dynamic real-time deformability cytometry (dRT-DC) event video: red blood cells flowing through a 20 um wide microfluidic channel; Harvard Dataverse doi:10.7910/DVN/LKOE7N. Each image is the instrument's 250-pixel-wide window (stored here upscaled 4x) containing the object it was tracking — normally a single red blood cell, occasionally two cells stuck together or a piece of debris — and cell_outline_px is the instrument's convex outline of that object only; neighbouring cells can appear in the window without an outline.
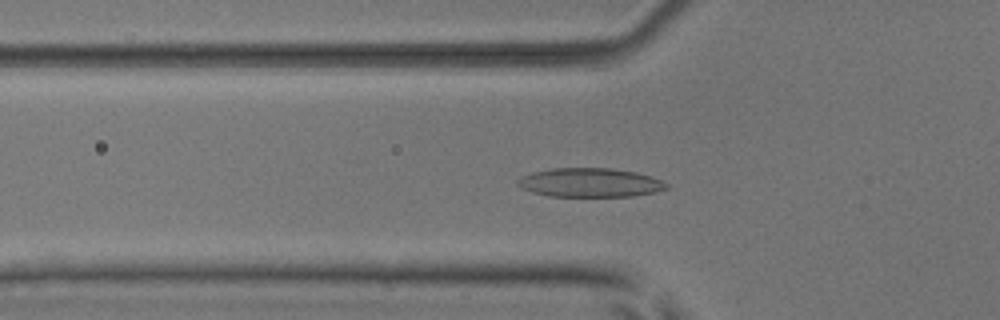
{"species": "common noctule bat (a hibernating species)", "species_latin": "Nyctalus noctula", "temperature_condition": "room temperature", "stored_images_in_passage": 54, "camera_frame_rate_fps": 3000, "um_per_image_px": 0.085, "animal": {"sex": "male", "body_mass_g": 17.9, "forearm_length_mm": 54.2}, "frame": {"image": 1, "passage_image": 19, "time_ms": 6.0, "image_size_px": [1000, 320], "cell_outline_px": [[668, 188], [656, 192], [632, 196], [548, 196], [532, 192], [516, 184], [516, 180], [532, 172], [552, 168], [612, 168], [636, 172], [652, 176], [668, 184]], "centroid_in_image_um": [50.17, 15.52], "position_along_channel_um": 75.6, "area_um2": 25.09}}
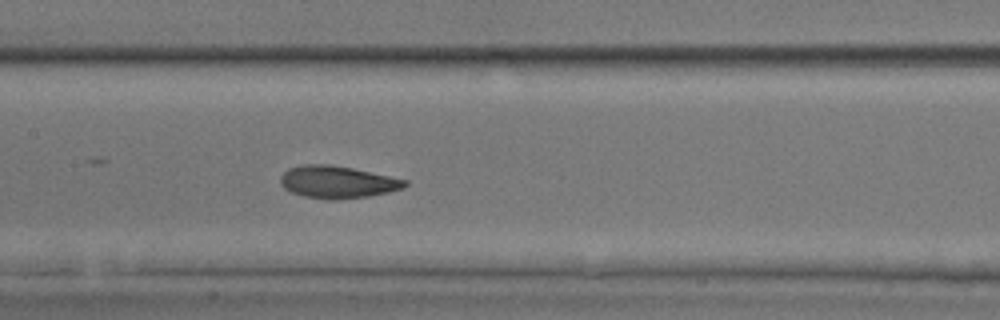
{"frame": {"image": 2, "passage_image": 27, "time_ms": 8.667, "image_size_px": [1000, 320], "cell_outline_px": [[408, 184], [404, 188], [388, 192], [368, 196], [332, 200], [304, 196], [292, 192], [284, 188], [280, 184], [280, 176], [288, 168], [304, 164], [332, 164], [352, 168], [408, 180]], "centroid_in_image_um": [28.67, 15.46], "position_along_channel_um": 178.7, "area_um2": 23.41}}
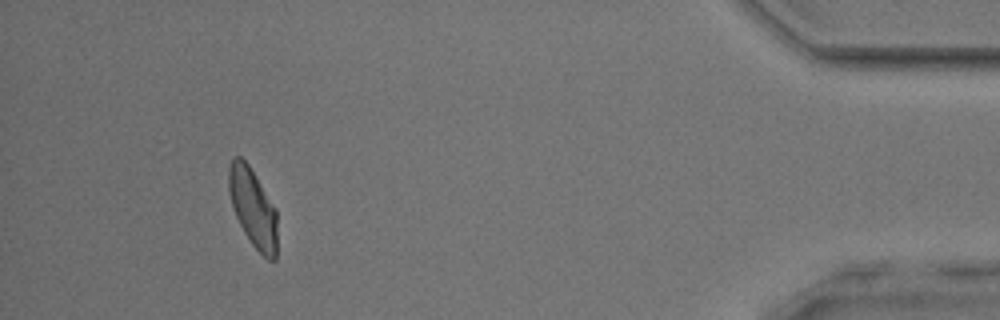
{"frame": {"image": 3, "passage_image": 50, "time_ms": 16.333, "image_size_px": [1000, 320], "cell_outline_px": [[276, 260], [268, 260], [252, 244], [244, 232], [236, 216], [228, 192], [228, 168], [232, 160], [236, 156], [240, 156], [248, 164], [276, 208]], "centroid_in_image_um": [21.49, 17.65], "position_along_channel_um": 413.7, "area_um2": 21.96}, "authors_computed_cell_mechanics": {"area_um2": 23.3801, "velocity_mm_per_s": 3.8638, "shape_relaxation_time_tau1_ms": 4.2641, "shape_relaxation_time_tau2_ms": 1.4211, "deformation_change_tau1": 0.1544, "deformation_change_tau2": 0.0618}}